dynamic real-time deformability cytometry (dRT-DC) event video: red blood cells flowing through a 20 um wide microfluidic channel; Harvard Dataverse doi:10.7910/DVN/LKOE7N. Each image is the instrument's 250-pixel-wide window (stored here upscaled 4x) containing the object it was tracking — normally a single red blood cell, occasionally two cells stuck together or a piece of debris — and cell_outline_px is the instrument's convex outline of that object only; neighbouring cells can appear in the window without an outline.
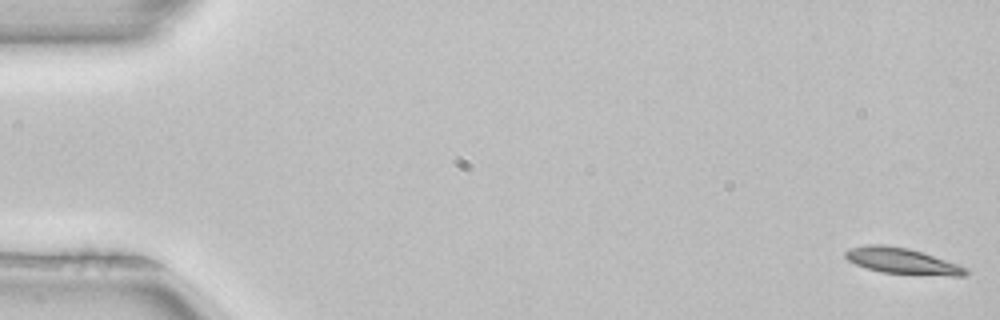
{"species": "common noctule bat (a hibernating species)", "species_latin": "Nyctalus noctula", "temperature_condition": "room temperature", "stored_images_in_passage": 4, "camera_frame_rate_fps": 3000, "um_per_image_px": 0.085, "animal": {"sex": "female", "body_mass_g": 22.7, "forearm_length_mm": 54.2}, "frame": {"image": 1, "passage_image": 1, "time_ms": 0.0, "image_size_px": [1000, 320], "cell_outline_px": [[968, 272], [964, 276], [952, 276], [880, 272], [856, 264], [848, 260], [844, 256], [844, 252], [852, 248], [868, 244], [880, 244], [908, 248], [968, 268]], "centroid_in_image_um": [76.66, 22.19], "position_along_channel_um": 8.3, "area_um2": 17.8}}
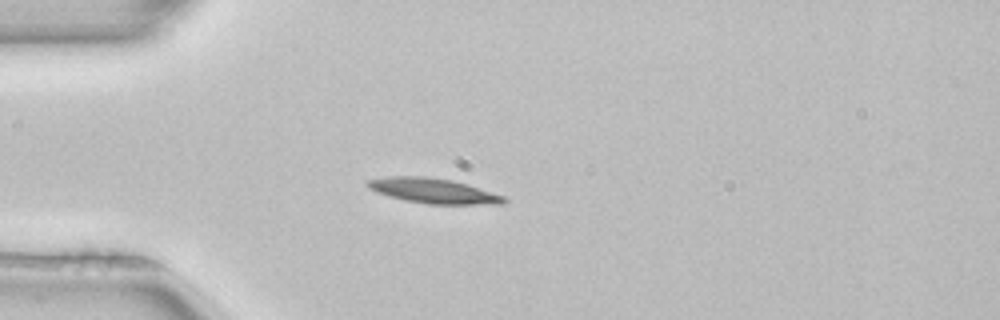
{"frame": {"image": 2, "passage_image": 4, "time_ms": 1.0, "image_size_px": [1000, 320], "cell_outline_px": [[508, 200], [504, 204], [428, 204], [404, 200], [376, 192], [368, 188], [364, 184], [364, 180], [388, 176], [424, 176], [452, 180], [504, 196]], "centroid_in_image_um": [36.76, 16.21], "position_along_channel_um": 48.2, "area_um2": 19.88}}